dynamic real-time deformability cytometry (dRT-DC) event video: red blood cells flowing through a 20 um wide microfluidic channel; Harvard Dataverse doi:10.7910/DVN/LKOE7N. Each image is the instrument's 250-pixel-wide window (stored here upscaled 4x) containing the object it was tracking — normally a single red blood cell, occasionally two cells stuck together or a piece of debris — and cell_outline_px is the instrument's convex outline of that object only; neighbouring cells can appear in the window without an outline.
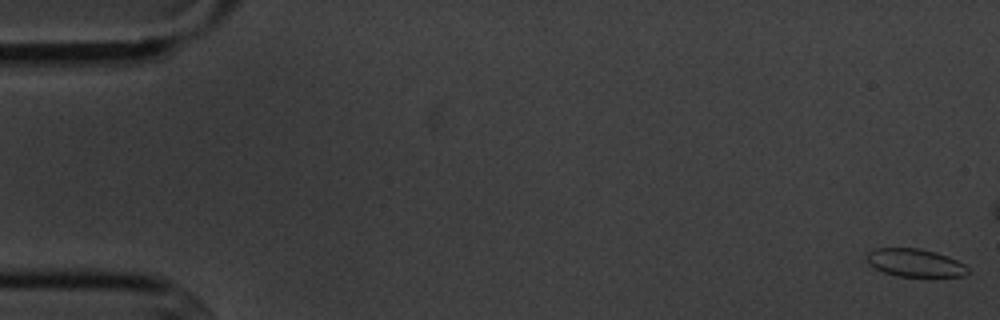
{"species": "common noctule bat (a hibernating species)", "species_latin": "Nyctalus noctula", "temperature_condition": "cold", "stored_images_in_passage": 4, "camera_frame_rate_fps": 3000, "um_per_image_px": 0.085, "animal": {"sex": "male", "body_mass_g": 20.1, "forearm_length_mm": 53.5}, "frame": {"image": 1, "passage_image": 1, "time_ms": 0.0, "image_size_px": [1000, 320], "cell_outline_px": [[968, 272], [964, 276], [896, 276], [884, 272], [868, 264], [868, 252], [876, 248], [920, 248], [936, 252], [948, 256], [964, 264], [968, 268]], "centroid_in_image_um": [77.79, 22.33], "position_along_channel_um": 7.2, "area_um2": 16.3}}